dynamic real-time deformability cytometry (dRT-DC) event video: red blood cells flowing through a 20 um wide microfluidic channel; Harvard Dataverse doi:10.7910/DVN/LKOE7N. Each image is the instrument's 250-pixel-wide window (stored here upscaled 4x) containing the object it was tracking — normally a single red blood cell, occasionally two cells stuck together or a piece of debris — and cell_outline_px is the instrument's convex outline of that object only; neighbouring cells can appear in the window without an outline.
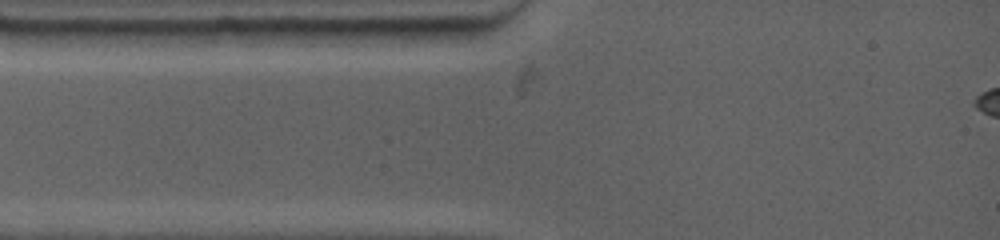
{"species": "common noctule bat (a hibernating species)", "species_latin": "Nyctalus noctula", "temperature_condition": "warm", "stored_images_in_passage": 4, "camera_frame_rate_fps": 4500, "um_per_image_px": 0.085, "animal": {"sex": "female", "body_mass_g": 19.0, "forearm_length_mm": 53.3}, "frame": {"image": 1, "passage_image": 1, "time_ms": 0.0, "image_size_px": [1000, 240], "cell_outline_px": [[260, 44], [212, 48], [144, 48], [116, 44], [104, 32], [120, 28], [252, 28]], "centroid_in_image_um": [15.58, 3.19], "position_along_channel_um": 69.4, "area_um2": 19.88}}